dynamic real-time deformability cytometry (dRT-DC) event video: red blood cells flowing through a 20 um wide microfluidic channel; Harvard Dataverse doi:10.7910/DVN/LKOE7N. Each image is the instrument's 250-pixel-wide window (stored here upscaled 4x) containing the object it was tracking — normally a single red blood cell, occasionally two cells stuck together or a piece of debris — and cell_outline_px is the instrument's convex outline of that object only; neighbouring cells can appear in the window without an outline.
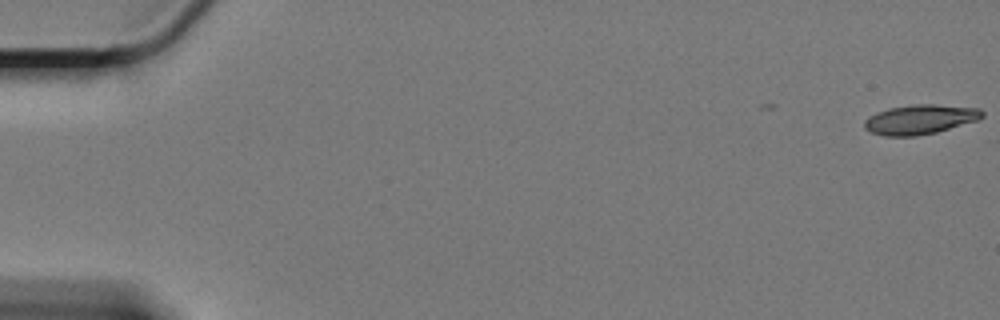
{"species": "Egyptian fruit bat (a non-hibernating species)", "species_latin": "Rousettus aegyptiacus", "temperature_condition": "cold", "stored_images_in_passage": 9, "camera_frame_rate_fps": 3000, "um_per_image_px": 0.085, "animal": {"sex": "female"}, "frame": {"image": 1, "passage_image": 1, "time_ms": 0.0, "image_size_px": [1000, 320], "cell_outline_px": [[984, 116], [976, 120], [936, 132], [916, 136], [884, 136], [872, 132], [864, 128], [864, 120], [868, 116], [876, 112], [888, 108], [916, 104], [932, 104], [980, 108], [984, 112]], "centroid_in_image_um": [78.17, 10.14], "position_along_channel_um": 6.8, "area_um2": 20.23}}